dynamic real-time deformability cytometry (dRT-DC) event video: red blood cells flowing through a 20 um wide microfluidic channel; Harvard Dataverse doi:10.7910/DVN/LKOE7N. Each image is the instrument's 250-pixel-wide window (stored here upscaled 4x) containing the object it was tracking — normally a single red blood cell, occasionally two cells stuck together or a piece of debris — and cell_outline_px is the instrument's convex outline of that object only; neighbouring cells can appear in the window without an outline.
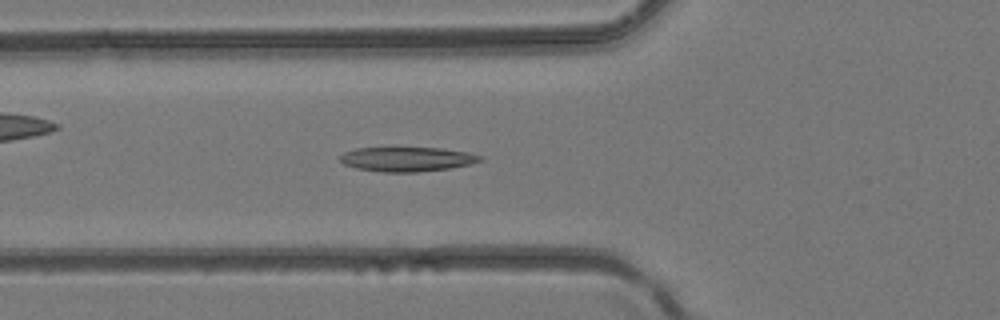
{"species": "common noctule bat (a hibernating species)", "species_latin": "Nyctalus noctula", "temperature_condition": "room temperature", "stored_images_in_passage": 33, "camera_frame_rate_fps": 3000, "um_per_image_px": 0.085, "animal": {"sex": "female", "body_mass_g": 24.6, "forearm_length_mm": 56.2}, "frame": {"image": 1, "passage_image": 7, "time_ms": 2.0, "image_size_px": [1000, 320], "cell_outline_px": [[484, 160], [472, 164], [448, 168], [416, 172], [384, 172], [356, 168], [344, 164], [340, 160], [340, 156], [344, 152], [356, 148], [440, 148], [468, 152], [484, 156]], "centroid_in_image_um": [34.64, 13.53], "position_along_channel_um": 91.2, "area_um2": 19.94}}
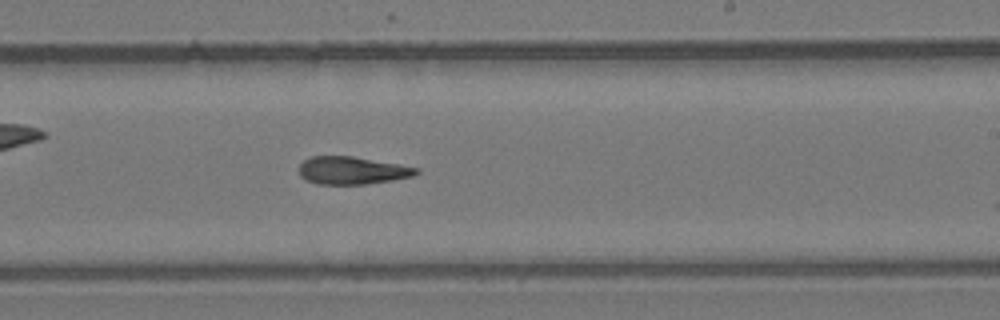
{"frame": {"image": 2, "passage_image": 17, "time_ms": 5.333, "image_size_px": [1000, 320], "cell_outline_px": [[420, 172], [412, 176], [392, 180], [364, 184], [316, 184], [300, 176], [300, 164], [304, 160], [312, 156], [352, 156], [420, 168]], "centroid_in_image_um": [29.93, 14.49], "position_along_channel_um": 259.1, "area_um2": 18.73}}
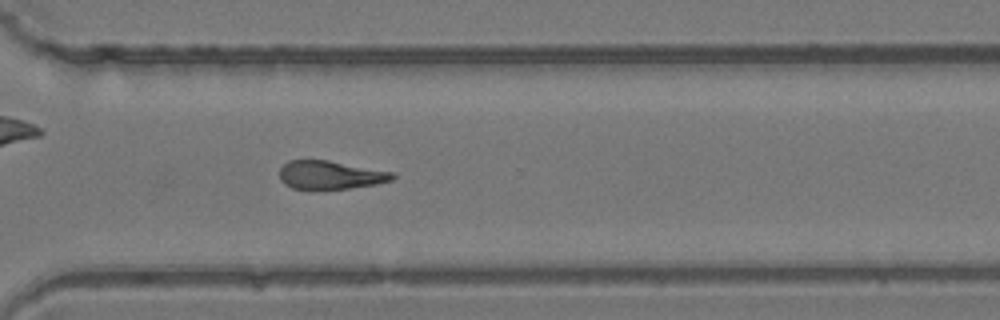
{"frame": {"image": 3, "passage_image": 22, "time_ms": 7.0, "image_size_px": [1000, 320], "cell_outline_px": [[396, 176], [392, 180], [376, 184], [348, 188], [312, 192], [292, 188], [284, 184], [280, 180], [280, 168], [288, 160], [328, 160], [396, 172]], "centroid_in_image_um": [28.06, 14.9], "position_along_channel_um": 342.5, "area_um2": 19.42}}